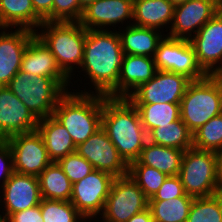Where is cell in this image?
<instances>
[{"instance_id": "obj_5", "label": "cell", "mask_w": 222, "mask_h": 222, "mask_svg": "<svg viewBox=\"0 0 222 222\" xmlns=\"http://www.w3.org/2000/svg\"><path fill=\"white\" fill-rule=\"evenodd\" d=\"M73 85L69 78L33 76L19 70L7 87L40 120L54 114L60 99Z\"/></svg>"}, {"instance_id": "obj_37", "label": "cell", "mask_w": 222, "mask_h": 222, "mask_svg": "<svg viewBox=\"0 0 222 222\" xmlns=\"http://www.w3.org/2000/svg\"><path fill=\"white\" fill-rule=\"evenodd\" d=\"M186 195L180 177L168 176L158 191L149 200H168Z\"/></svg>"}, {"instance_id": "obj_14", "label": "cell", "mask_w": 222, "mask_h": 222, "mask_svg": "<svg viewBox=\"0 0 222 222\" xmlns=\"http://www.w3.org/2000/svg\"><path fill=\"white\" fill-rule=\"evenodd\" d=\"M76 152L92 164L95 170L108 172L114 177L128 175L129 165L120 156L102 127L85 142L80 143Z\"/></svg>"}, {"instance_id": "obj_27", "label": "cell", "mask_w": 222, "mask_h": 222, "mask_svg": "<svg viewBox=\"0 0 222 222\" xmlns=\"http://www.w3.org/2000/svg\"><path fill=\"white\" fill-rule=\"evenodd\" d=\"M38 180L42 199L70 201L73 184L57 162H51Z\"/></svg>"}, {"instance_id": "obj_36", "label": "cell", "mask_w": 222, "mask_h": 222, "mask_svg": "<svg viewBox=\"0 0 222 222\" xmlns=\"http://www.w3.org/2000/svg\"><path fill=\"white\" fill-rule=\"evenodd\" d=\"M83 10L78 0H54L52 22H79Z\"/></svg>"}, {"instance_id": "obj_15", "label": "cell", "mask_w": 222, "mask_h": 222, "mask_svg": "<svg viewBox=\"0 0 222 222\" xmlns=\"http://www.w3.org/2000/svg\"><path fill=\"white\" fill-rule=\"evenodd\" d=\"M207 75H222V8L190 40Z\"/></svg>"}, {"instance_id": "obj_40", "label": "cell", "mask_w": 222, "mask_h": 222, "mask_svg": "<svg viewBox=\"0 0 222 222\" xmlns=\"http://www.w3.org/2000/svg\"><path fill=\"white\" fill-rule=\"evenodd\" d=\"M54 0H32L35 13L46 22H52V6Z\"/></svg>"}, {"instance_id": "obj_44", "label": "cell", "mask_w": 222, "mask_h": 222, "mask_svg": "<svg viewBox=\"0 0 222 222\" xmlns=\"http://www.w3.org/2000/svg\"><path fill=\"white\" fill-rule=\"evenodd\" d=\"M175 6L182 4L188 0H170Z\"/></svg>"}, {"instance_id": "obj_30", "label": "cell", "mask_w": 222, "mask_h": 222, "mask_svg": "<svg viewBox=\"0 0 222 222\" xmlns=\"http://www.w3.org/2000/svg\"><path fill=\"white\" fill-rule=\"evenodd\" d=\"M147 134L154 128L169 125L180 118V104H133Z\"/></svg>"}, {"instance_id": "obj_4", "label": "cell", "mask_w": 222, "mask_h": 222, "mask_svg": "<svg viewBox=\"0 0 222 222\" xmlns=\"http://www.w3.org/2000/svg\"><path fill=\"white\" fill-rule=\"evenodd\" d=\"M86 33L80 22L66 21H44L35 31L56 58L61 71L73 81L83 62Z\"/></svg>"}, {"instance_id": "obj_8", "label": "cell", "mask_w": 222, "mask_h": 222, "mask_svg": "<svg viewBox=\"0 0 222 222\" xmlns=\"http://www.w3.org/2000/svg\"><path fill=\"white\" fill-rule=\"evenodd\" d=\"M149 199L130 175L115 177L105 201L103 222H127L133 215L148 208Z\"/></svg>"}, {"instance_id": "obj_38", "label": "cell", "mask_w": 222, "mask_h": 222, "mask_svg": "<svg viewBox=\"0 0 222 222\" xmlns=\"http://www.w3.org/2000/svg\"><path fill=\"white\" fill-rule=\"evenodd\" d=\"M14 173L13 156L9 144L0 140V189Z\"/></svg>"}, {"instance_id": "obj_43", "label": "cell", "mask_w": 222, "mask_h": 222, "mask_svg": "<svg viewBox=\"0 0 222 222\" xmlns=\"http://www.w3.org/2000/svg\"><path fill=\"white\" fill-rule=\"evenodd\" d=\"M94 0H78L80 6L84 9L86 8L89 4H91Z\"/></svg>"}, {"instance_id": "obj_46", "label": "cell", "mask_w": 222, "mask_h": 222, "mask_svg": "<svg viewBox=\"0 0 222 222\" xmlns=\"http://www.w3.org/2000/svg\"><path fill=\"white\" fill-rule=\"evenodd\" d=\"M86 221H89V222H91V221H93V222H94V221H95V222H97V221H98V222H99V221H100V222H103L102 220H99V218H97V220H96V218L86 219L85 222H86Z\"/></svg>"}, {"instance_id": "obj_18", "label": "cell", "mask_w": 222, "mask_h": 222, "mask_svg": "<svg viewBox=\"0 0 222 222\" xmlns=\"http://www.w3.org/2000/svg\"><path fill=\"white\" fill-rule=\"evenodd\" d=\"M38 121L7 86H0V140L36 131Z\"/></svg>"}, {"instance_id": "obj_9", "label": "cell", "mask_w": 222, "mask_h": 222, "mask_svg": "<svg viewBox=\"0 0 222 222\" xmlns=\"http://www.w3.org/2000/svg\"><path fill=\"white\" fill-rule=\"evenodd\" d=\"M157 70L181 74L191 81L201 80L207 74L199 66L190 40L164 36L154 55Z\"/></svg>"}, {"instance_id": "obj_17", "label": "cell", "mask_w": 222, "mask_h": 222, "mask_svg": "<svg viewBox=\"0 0 222 222\" xmlns=\"http://www.w3.org/2000/svg\"><path fill=\"white\" fill-rule=\"evenodd\" d=\"M41 199L38 176L14 172L0 189V213L8 218L39 205Z\"/></svg>"}, {"instance_id": "obj_13", "label": "cell", "mask_w": 222, "mask_h": 222, "mask_svg": "<svg viewBox=\"0 0 222 222\" xmlns=\"http://www.w3.org/2000/svg\"><path fill=\"white\" fill-rule=\"evenodd\" d=\"M221 8L218 0H188L175 6L172 23L166 36L191 40Z\"/></svg>"}, {"instance_id": "obj_26", "label": "cell", "mask_w": 222, "mask_h": 222, "mask_svg": "<svg viewBox=\"0 0 222 222\" xmlns=\"http://www.w3.org/2000/svg\"><path fill=\"white\" fill-rule=\"evenodd\" d=\"M184 150L146 142L138 161L145 166L158 169L167 176L179 174Z\"/></svg>"}, {"instance_id": "obj_23", "label": "cell", "mask_w": 222, "mask_h": 222, "mask_svg": "<svg viewBox=\"0 0 222 222\" xmlns=\"http://www.w3.org/2000/svg\"><path fill=\"white\" fill-rule=\"evenodd\" d=\"M37 131L42 136L52 162L76 152V145L67 129L53 116L40 119Z\"/></svg>"}, {"instance_id": "obj_33", "label": "cell", "mask_w": 222, "mask_h": 222, "mask_svg": "<svg viewBox=\"0 0 222 222\" xmlns=\"http://www.w3.org/2000/svg\"><path fill=\"white\" fill-rule=\"evenodd\" d=\"M192 135L194 148L218 153L222 150V113L212 117Z\"/></svg>"}, {"instance_id": "obj_10", "label": "cell", "mask_w": 222, "mask_h": 222, "mask_svg": "<svg viewBox=\"0 0 222 222\" xmlns=\"http://www.w3.org/2000/svg\"><path fill=\"white\" fill-rule=\"evenodd\" d=\"M190 82L184 75L157 70L148 82L139 85L126 98L132 104H180Z\"/></svg>"}, {"instance_id": "obj_28", "label": "cell", "mask_w": 222, "mask_h": 222, "mask_svg": "<svg viewBox=\"0 0 222 222\" xmlns=\"http://www.w3.org/2000/svg\"><path fill=\"white\" fill-rule=\"evenodd\" d=\"M147 136L148 141L156 145L184 151L193 147V135L180 118L169 125L152 129Z\"/></svg>"}, {"instance_id": "obj_19", "label": "cell", "mask_w": 222, "mask_h": 222, "mask_svg": "<svg viewBox=\"0 0 222 222\" xmlns=\"http://www.w3.org/2000/svg\"><path fill=\"white\" fill-rule=\"evenodd\" d=\"M0 30V86H7L20 70L24 51L35 32L25 28Z\"/></svg>"}, {"instance_id": "obj_39", "label": "cell", "mask_w": 222, "mask_h": 222, "mask_svg": "<svg viewBox=\"0 0 222 222\" xmlns=\"http://www.w3.org/2000/svg\"><path fill=\"white\" fill-rule=\"evenodd\" d=\"M8 222H43L40 204L26 210L12 213Z\"/></svg>"}, {"instance_id": "obj_1", "label": "cell", "mask_w": 222, "mask_h": 222, "mask_svg": "<svg viewBox=\"0 0 222 222\" xmlns=\"http://www.w3.org/2000/svg\"><path fill=\"white\" fill-rule=\"evenodd\" d=\"M124 56L117 30H87L83 62L78 71L86 78L76 76L78 79L74 83L76 85L80 81L83 84L82 79L88 78L86 82H89L84 86L89 84L90 88L85 86L84 90L77 88L71 91L118 98V79Z\"/></svg>"}, {"instance_id": "obj_32", "label": "cell", "mask_w": 222, "mask_h": 222, "mask_svg": "<svg viewBox=\"0 0 222 222\" xmlns=\"http://www.w3.org/2000/svg\"><path fill=\"white\" fill-rule=\"evenodd\" d=\"M128 175L137 183L148 199L153 197L168 177L158 169L142 165L138 160L129 165Z\"/></svg>"}, {"instance_id": "obj_35", "label": "cell", "mask_w": 222, "mask_h": 222, "mask_svg": "<svg viewBox=\"0 0 222 222\" xmlns=\"http://www.w3.org/2000/svg\"><path fill=\"white\" fill-rule=\"evenodd\" d=\"M57 163L60 165L64 174L69 178L72 184L80 181L95 170L93 165L77 152L61 158L57 161Z\"/></svg>"}, {"instance_id": "obj_16", "label": "cell", "mask_w": 222, "mask_h": 222, "mask_svg": "<svg viewBox=\"0 0 222 222\" xmlns=\"http://www.w3.org/2000/svg\"><path fill=\"white\" fill-rule=\"evenodd\" d=\"M132 21L133 0H94L84 8L79 22L87 30H117L119 24L123 28Z\"/></svg>"}, {"instance_id": "obj_22", "label": "cell", "mask_w": 222, "mask_h": 222, "mask_svg": "<svg viewBox=\"0 0 222 222\" xmlns=\"http://www.w3.org/2000/svg\"><path fill=\"white\" fill-rule=\"evenodd\" d=\"M156 71L153 57L125 54L118 79V98H126Z\"/></svg>"}, {"instance_id": "obj_3", "label": "cell", "mask_w": 222, "mask_h": 222, "mask_svg": "<svg viewBox=\"0 0 222 222\" xmlns=\"http://www.w3.org/2000/svg\"><path fill=\"white\" fill-rule=\"evenodd\" d=\"M103 95L68 91L54 109L53 116L78 146L102 127Z\"/></svg>"}, {"instance_id": "obj_29", "label": "cell", "mask_w": 222, "mask_h": 222, "mask_svg": "<svg viewBox=\"0 0 222 222\" xmlns=\"http://www.w3.org/2000/svg\"><path fill=\"white\" fill-rule=\"evenodd\" d=\"M193 199L186 194L168 200H149L148 208L154 222H186Z\"/></svg>"}, {"instance_id": "obj_34", "label": "cell", "mask_w": 222, "mask_h": 222, "mask_svg": "<svg viewBox=\"0 0 222 222\" xmlns=\"http://www.w3.org/2000/svg\"><path fill=\"white\" fill-rule=\"evenodd\" d=\"M41 214L43 222H85L70 201L41 199Z\"/></svg>"}, {"instance_id": "obj_12", "label": "cell", "mask_w": 222, "mask_h": 222, "mask_svg": "<svg viewBox=\"0 0 222 222\" xmlns=\"http://www.w3.org/2000/svg\"><path fill=\"white\" fill-rule=\"evenodd\" d=\"M5 141L11 148L16 173L38 176L52 162L37 130L12 135Z\"/></svg>"}, {"instance_id": "obj_41", "label": "cell", "mask_w": 222, "mask_h": 222, "mask_svg": "<svg viewBox=\"0 0 222 222\" xmlns=\"http://www.w3.org/2000/svg\"><path fill=\"white\" fill-rule=\"evenodd\" d=\"M127 222H154L150 209L147 208L135 215H133Z\"/></svg>"}, {"instance_id": "obj_45", "label": "cell", "mask_w": 222, "mask_h": 222, "mask_svg": "<svg viewBox=\"0 0 222 222\" xmlns=\"http://www.w3.org/2000/svg\"><path fill=\"white\" fill-rule=\"evenodd\" d=\"M0 222H8V218L0 213Z\"/></svg>"}, {"instance_id": "obj_11", "label": "cell", "mask_w": 222, "mask_h": 222, "mask_svg": "<svg viewBox=\"0 0 222 222\" xmlns=\"http://www.w3.org/2000/svg\"><path fill=\"white\" fill-rule=\"evenodd\" d=\"M114 179L108 172L93 170L73 184L70 202L85 219L98 218L103 212Z\"/></svg>"}, {"instance_id": "obj_20", "label": "cell", "mask_w": 222, "mask_h": 222, "mask_svg": "<svg viewBox=\"0 0 222 222\" xmlns=\"http://www.w3.org/2000/svg\"><path fill=\"white\" fill-rule=\"evenodd\" d=\"M20 70L33 76L68 78L59 68L52 52L36 34L24 51Z\"/></svg>"}, {"instance_id": "obj_25", "label": "cell", "mask_w": 222, "mask_h": 222, "mask_svg": "<svg viewBox=\"0 0 222 222\" xmlns=\"http://www.w3.org/2000/svg\"><path fill=\"white\" fill-rule=\"evenodd\" d=\"M44 21L35 13L32 0H0V28L36 31Z\"/></svg>"}, {"instance_id": "obj_21", "label": "cell", "mask_w": 222, "mask_h": 222, "mask_svg": "<svg viewBox=\"0 0 222 222\" xmlns=\"http://www.w3.org/2000/svg\"><path fill=\"white\" fill-rule=\"evenodd\" d=\"M174 9L175 5L170 0H133L132 24L168 34Z\"/></svg>"}, {"instance_id": "obj_24", "label": "cell", "mask_w": 222, "mask_h": 222, "mask_svg": "<svg viewBox=\"0 0 222 222\" xmlns=\"http://www.w3.org/2000/svg\"><path fill=\"white\" fill-rule=\"evenodd\" d=\"M121 46L125 54L154 57L158 43L166 35L153 28L136 25L118 26Z\"/></svg>"}, {"instance_id": "obj_31", "label": "cell", "mask_w": 222, "mask_h": 222, "mask_svg": "<svg viewBox=\"0 0 222 222\" xmlns=\"http://www.w3.org/2000/svg\"><path fill=\"white\" fill-rule=\"evenodd\" d=\"M186 222H222V191L194 198Z\"/></svg>"}, {"instance_id": "obj_6", "label": "cell", "mask_w": 222, "mask_h": 222, "mask_svg": "<svg viewBox=\"0 0 222 222\" xmlns=\"http://www.w3.org/2000/svg\"><path fill=\"white\" fill-rule=\"evenodd\" d=\"M222 113V75L191 81L180 101V119L193 134Z\"/></svg>"}, {"instance_id": "obj_7", "label": "cell", "mask_w": 222, "mask_h": 222, "mask_svg": "<svg viewBox=\"0 0 222 222\" xmlns=\"http://www.w3.org/2000/svg\"><path fill=\"white\" fill-rule=\"evenodd\" d=\"M178 176L187 195L209 197L222 191L218 153L194 147L185 150Z\"/></svg>"}, {"instance_id": "obj_2", "label": "cell", "mask_w": 222, "mask_h": 222, "mask_svg": "<svg viewBox=\"0 0 222 222\" xmlns=\"http://www.w3.org/2000/svg\"><path fill=\"white\" fill-rule=\"evenodd\" d=\"M102 128L128 165L138 160L148 136L137 108L127 98L103 95Z\"/></svg>"}, {"instance_id": "obj_42", "label": "cell", "mask_w": 222, "mask_h": 222, "mask_svg": "<svg viewBox=\"0 0 222 222\" xmlns=\"http://www.w3.org/2000/svg\"><path fill=\"white\" fill-rule=\"evenodd\" d=\"M219 179L222 185V150L218 152Z\"/></svg>"}]
</instances>
